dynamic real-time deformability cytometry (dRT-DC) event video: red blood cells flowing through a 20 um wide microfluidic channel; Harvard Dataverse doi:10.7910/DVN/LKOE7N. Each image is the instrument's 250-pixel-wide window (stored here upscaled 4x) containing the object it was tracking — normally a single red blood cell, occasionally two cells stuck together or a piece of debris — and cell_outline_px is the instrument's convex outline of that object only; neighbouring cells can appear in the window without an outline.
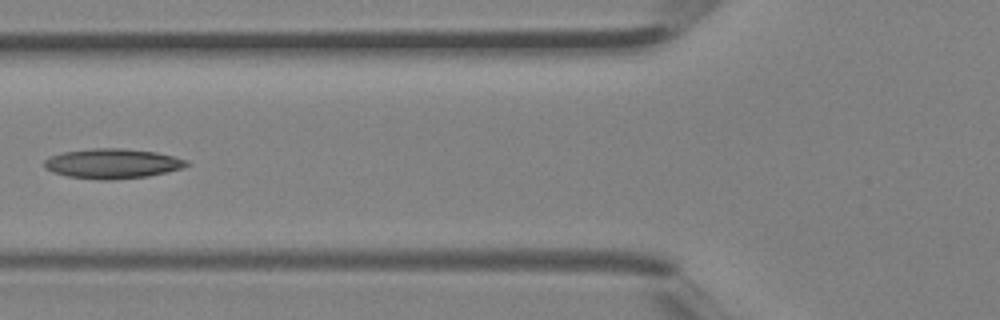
{"species": "Egyptian fruit bat (a non-hibernating species)", "species_latin": "Rousettus aegyptiacus", "temperature_condition": "room temperature", "stored_images_in_passage": 5, "camera_frame_rate_fps": 3000, "um_per_image_px": 0.085, "animal": {"sex": "female"}, "frame": {"image": 1, "passage_image": 5, "time_ms": 1.333, "image_size_px": [1000, 320], "cell_outline_px": [[188, 164], [180, 168], [148, 176], [112, 180], [96, 180], [68, 176], [52, 172], [44, 168], [44, 160], [48, 156], [64, 152], [92, 148], [120, 148], [156, 152], [172, 156], [184, 160]], "centroid_in_image_um": [9.46, 13.91], "position_along_channel_um": 116.3, "area_um2": 24.57}}